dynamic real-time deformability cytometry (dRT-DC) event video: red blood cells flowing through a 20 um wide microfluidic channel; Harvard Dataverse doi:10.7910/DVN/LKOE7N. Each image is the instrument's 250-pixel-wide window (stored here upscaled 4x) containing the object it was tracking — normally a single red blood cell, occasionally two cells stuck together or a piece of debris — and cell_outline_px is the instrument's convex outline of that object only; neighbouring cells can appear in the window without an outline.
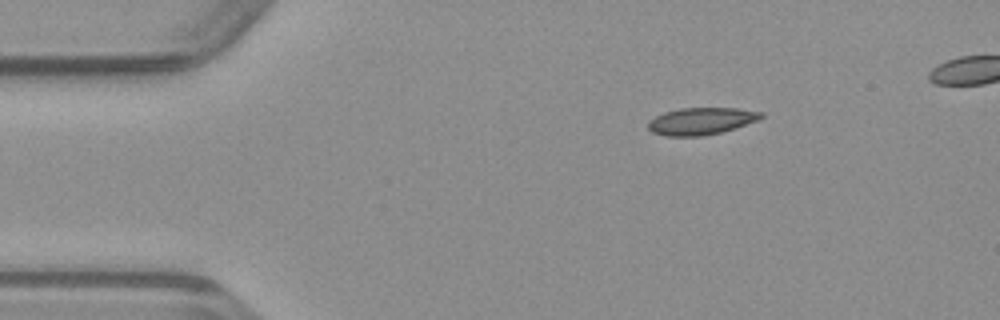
{"species": "common noctule bat (a hibernating species)", "species_latin": "Nyctalus noctula", "temperature_condition": "warm", "stored_images_in_passage": 39, "camera_frame_rate_fps": 3000, "um_per_image_px": 0.085, "animal": {"sex": "male", "body_mass_g": 23.1, "forearm_length_mm": 52.7}, "frame": {"image": 1, "passage_image": 1, "time_ms": 0.0, "image_size_px": [1000, 320], "cell_outline_px": [[764, 116], [756, 120], [736, 128], [704, 136], [664, 136], [652, 132], [648, 128], [648, 120], [664, 112], [680, 108], [736, 108], [764, 112]], "centroid_in_image_um": [59.58, 10.29], "position_along_channel_um": 25.4, "area_um2": 17.86}}
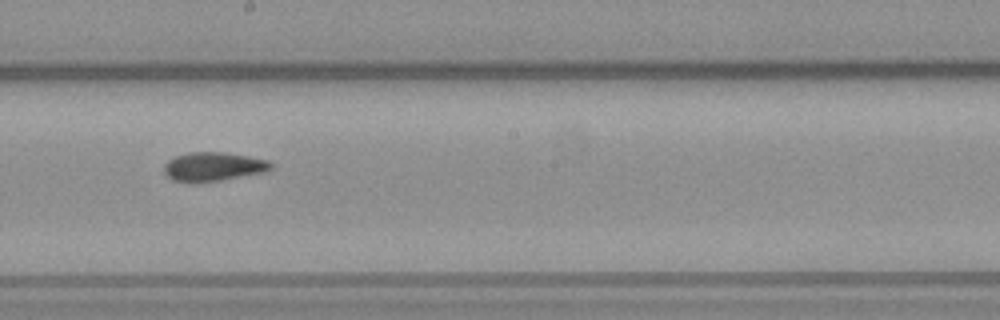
{"frame": {"image": 2, "passage_image": 20, "time_ms": 6.333, "image_size_px": [1000, 320], "cell_outline_px": [[272, 168], [264, 172], [220, 180], [172, 180], [164, 172], [164, 164], [168, 160], [176, 156], [188, 152], [224, 152], [248, 156], [268, 160], [272, 164]], "centroid_in_image_um": [18.15, 14.12], "position_along_channel_um": 230.0, "area_um2": 17.46}}
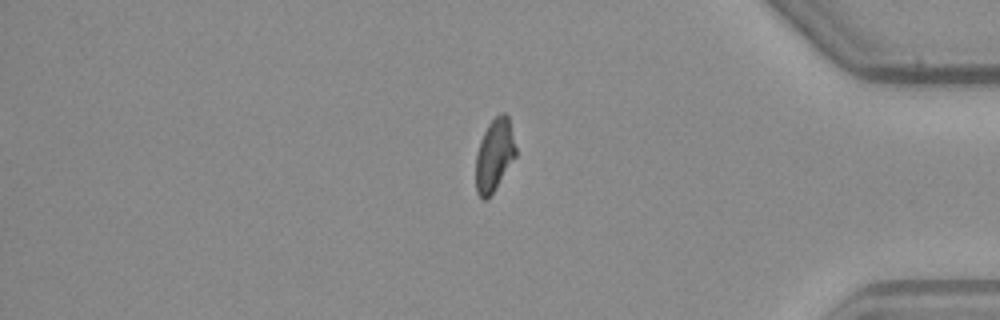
{"frame": {"image": 3, "passage_image": 34, "time_ms": 11.0, "image_size_px": [1000, 320], "cell_outline_px": [[516, 156], [488, 200], [484, 200], [476, 192], [476, 152], [480, 140], [488, 124], [500, 112], [504, 112], [508, 116], [516, 148]], "centroid_in_image_um": [42.01, 13.18], "position_along_channel_um": 393.2, "area_um2": 16.88}}